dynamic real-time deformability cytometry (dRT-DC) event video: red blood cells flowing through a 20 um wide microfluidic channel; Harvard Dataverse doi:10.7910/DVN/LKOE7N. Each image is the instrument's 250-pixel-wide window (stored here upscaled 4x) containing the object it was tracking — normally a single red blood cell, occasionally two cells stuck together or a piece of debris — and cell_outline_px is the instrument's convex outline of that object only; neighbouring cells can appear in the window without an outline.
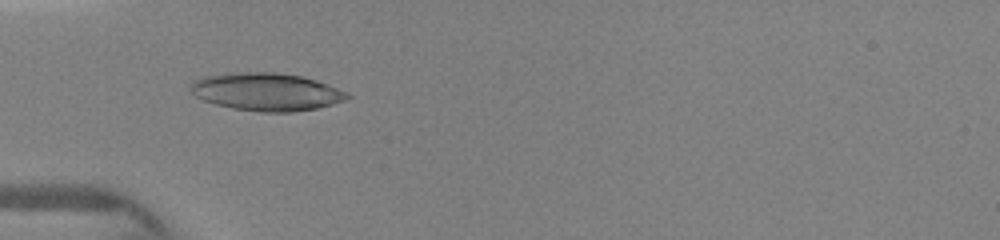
{"species": "human", "species_latin": "Homo sapiens", "temperature_condition": "warm", "stored_images_in_passage": 31, "camera_frame_rate_fps": 3000, "um_per_image_px": 0.085, "donor": {"sex": "female"}, "frame": {"image": 1, "passage_image": 6, "time_ms": 1.333, "image_size_px": [1000, 240], "cell_outline_px": [[352, 96], [344, 100], [332, 104], [316, 108], [292, 112], [260, 112], [232, 108], [216, 104], [204, 100], [196, 96], [192, 92], [192, 80], [204, 76], [240, 72], [272, 72], [300, 76], [316, 80], [336, 88]], "centroid_in_image_um": [22.63, 7.81], "position_along_channel_um": 62.4, "area_um2": 34.04}}
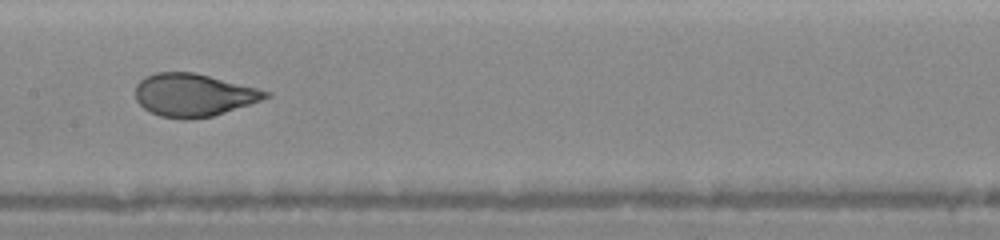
{"frame": {"image": 2, "passage_image": 18, "time_ms": 4.333, "image_size_px": [1000, 240], "cell_outline_px": [[272, 96], [212, 116], [188, 120], [184, 120], [160, 116], [144, 108], [136, 100], [136, 84], [144, 76], [156, 72], [192, 72], [272, 92]], "centroid_in_image_um": [16.41, 8.08], "position_along_channel_um": 191.0, "area_um2": 32.14}}
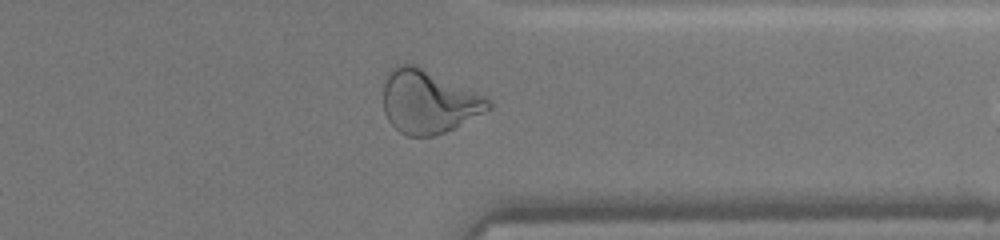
{"frame": {"image": 3, "passage_image": 30, "time_ms": 7.333, "image_size_px": [1000, 240], "cell_outline_px": [[492, 108], [444, 132], [432, 136], [408, 136], [400, 132], [388, 120], [384, 112], [384, 80], [388, 72], [396, 64], [416, 64], [488, 96], [492, 100]], "centroid_in_image_um": [36.43, 8.61], "position_along_channel_um": 375.0, "area_um2": 39.02}}